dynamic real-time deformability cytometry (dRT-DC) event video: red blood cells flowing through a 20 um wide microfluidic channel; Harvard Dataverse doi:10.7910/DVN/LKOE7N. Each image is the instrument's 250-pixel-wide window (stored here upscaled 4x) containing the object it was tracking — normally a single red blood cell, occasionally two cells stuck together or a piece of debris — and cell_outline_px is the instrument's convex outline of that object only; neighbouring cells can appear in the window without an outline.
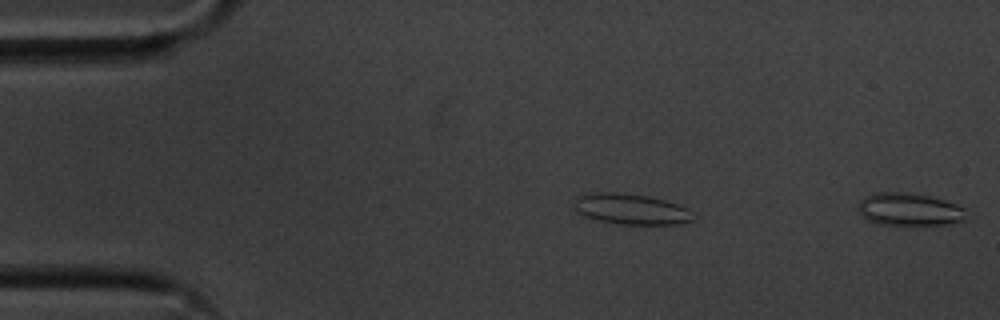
{"species": "common noctule bat (a hibernating species)", "species_latin": "Nyctalus noctula", "temperature_condition": "cold", "stored_images_in_passage": 9, "segment_of_instrument_passage": [2, 2], "camera_frame_rate_fps": 3000, "um_per_image_px": 0.085, "animal": {"sex": "male", "body_mass_g": 20.1, "forearm_length_mm": 53.5}, "frame": {"image": 1, "passage_image": 9, "time_ms": 2.667, "image_size_px": [1000, 320], "cell_outline_px": [[968, 220], [948, 224], [920, 228], [880, 224], [868, 220], [860, 212], [860, 200], [864, 196], [876, 192], [912, 192], [944, 200], [956, 204], [964, 208]], "centroid_in_image_um": [77.36, 17.85], "position_along_channel_um": 7.6, "area_um2": 21.44}}